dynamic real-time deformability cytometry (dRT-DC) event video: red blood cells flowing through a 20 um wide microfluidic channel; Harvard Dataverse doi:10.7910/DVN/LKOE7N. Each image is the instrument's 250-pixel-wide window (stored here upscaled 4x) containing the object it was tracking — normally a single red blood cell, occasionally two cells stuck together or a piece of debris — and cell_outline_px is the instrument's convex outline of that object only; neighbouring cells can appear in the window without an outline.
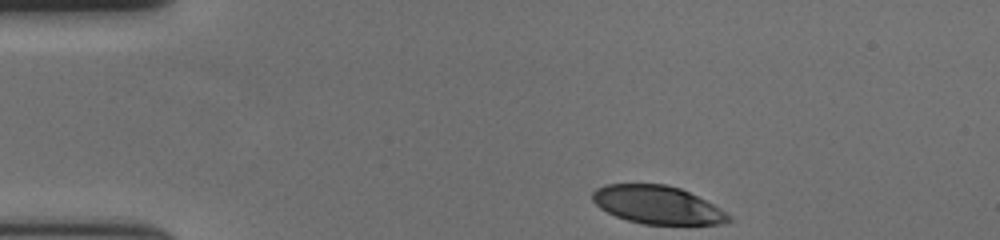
{"species": "human", "species_latin": "Homo sapiens", "temperature_condition": "cold", "stored_images_in_passage": 38, "camera_frame_rate_fps": 3000, "um_per_image_px": 0.085, "donor": {"sex": "female"}, "frame": {"image": 1, "passage_image": 1, "time_ms": 0.0, "image_size_px": [1000, 240], "cell_outline_px": [[732, 220], [720, 224], [644, 224], [628, 220], [616, 216], [600, 208], [592, 200], [592, 192], [596, 188], [604, 184], [668, 184], [680, 188], [712, 204], [732, 216]], "centroid_in_image_um": [55.85, 17.41], "position_along_channel_um": 29.1, "area_um2": 30.0}}
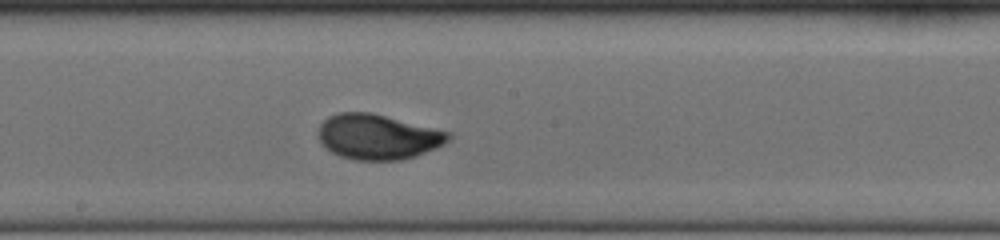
{"frame": {"image": 2, "passage_image": 22, "time_ms": 7.0, "image_size_px": [1000, 240], "cell_outline_px": [[452, 140], [436, 148], [416, 156], [400, 160], [352, 160], [340, 156], [324, 148], [320, 140], [320, 124], [328, 116], [340, 112], [372, 112], [452, 132]], "centroid_in_image_um": [32.16, 11.63], "position_along_channel_um": 216.0, "area_um2": 34.56}}
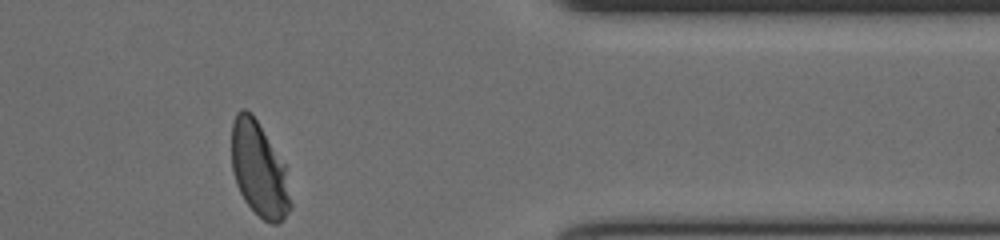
{"frame": {"image": 3, "passage_image": 38, "time_ms": 12.333, "image_size_px": [1000, 240], "cell_outline_px": [[292, 208], [280, 224], [272, 224], [264, 220], [244, 200], [236, 184], [232, 172], [232, 120], [236, 112], [240, 108], [244, 108], [252, 112], [284, 164], [292, 204]], "centroid_in_image_um": [22.01, 14.4], "position_along_channel_um": 389.4, "area_um2": 32.54}, "authors_computed_cell_mechanics": {"area_um2": 33.1483, "velocity_mm_per_s": 3.6204, "shape_relaxation_time_tau1_ms": 3.3157, "shape_relaxation_time_tau2_ms": null, "deformation_change_tau1": 0.1625, "deformation_change_tau2": null}}